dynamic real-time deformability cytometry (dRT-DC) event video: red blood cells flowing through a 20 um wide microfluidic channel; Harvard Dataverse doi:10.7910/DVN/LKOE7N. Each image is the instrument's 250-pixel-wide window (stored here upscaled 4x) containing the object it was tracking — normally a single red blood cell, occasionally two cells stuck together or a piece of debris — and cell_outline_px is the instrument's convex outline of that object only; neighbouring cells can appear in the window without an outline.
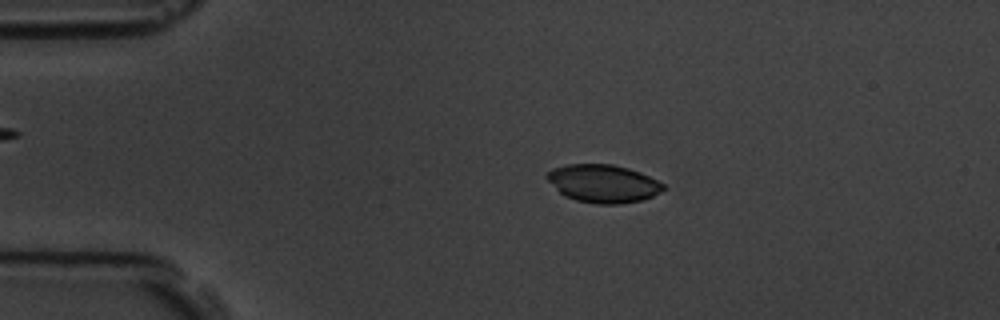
{"species": "common noctule bat (a hibernating species)", "species_latin": "Nyctalus noctula", "temperature_condition": "room temperature", "stored_images_in_passage": 4, "camera_frame_rate_fps": 3000, "um_per_image_px": 0.085, "animal": {"sex": "male", "body_mass_g": 19.5, "forearm_length_mm": 54.6}, "frame": {"image": 1, "passage_image": 3, "time_ms": 2.333, "image_size_px": [1000, 320], "cell_outline_px": [[664, 188], [660, 192], [652, 196], [640, 200], [620, 204], [596, 204], [576, 200], [564, 196], [544, 176], [552, 168], [568, 164], [612, 164], [628, 168], [640, 172], [664, 184]], "centroid_in_image_um": [51.24, 15.6], "position_along_channel_um": 33.8, "area_um2": 25.61}}